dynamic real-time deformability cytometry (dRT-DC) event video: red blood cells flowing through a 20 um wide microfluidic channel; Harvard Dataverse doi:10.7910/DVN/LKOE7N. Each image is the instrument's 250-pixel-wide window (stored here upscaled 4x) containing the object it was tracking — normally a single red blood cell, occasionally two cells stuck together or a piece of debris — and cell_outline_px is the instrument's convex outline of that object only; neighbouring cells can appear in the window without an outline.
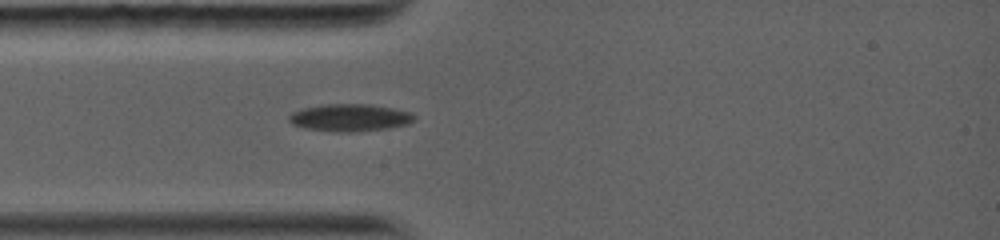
{"species": "common noctule bat (a hibernating species)", "species_latin": "Nyctalus noctula", "temperature_condition": "warm", "stored_images_in_passage": 22, "camera_frame_rate_fps": 5000, "um_per_image_px": 0.085, "animal": {"sex": "female", "body_mass_g": 19.0, "forearm_length_mm": 56.7}, "frame": {"image": 1, "passage_image": 1, "time_ms": 0.0, "image_size_px": [1000, 240], "cell_outline_px": [[416, 116], [408, 124], [388, 128], [352, 132], [336, 132], [304, 128], [292, 124], [288, 120], [288, 116], [292, 112], [300, 108], [320, 104], [372, 104], [392, 108], [408, 112]], "centroid_in_image_um": [29.67, 9.99], "position_along_channel_um": 55.3, "area_um2": 20.06}}
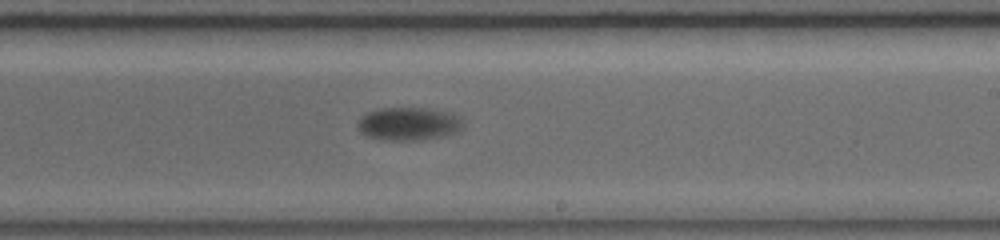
{"frame": {"image": 2, "passage_image": 9, "time_ms": 5.0, "image_size_px": [1000, 240], "cell_outline_px": [[464, 128], [456, 132], [444, 136], [416, 140], [384, 140], [368, 136], [360, 132], [356, 124], [360, 116], [368, 112], [384, 108], [428, 108], [452, 112], [460, 116], [464, 124]], "centroid_in_image_um": [34.76, 10.52], "position_along_channel_um": 254.2, "area_um2": 20.58}}
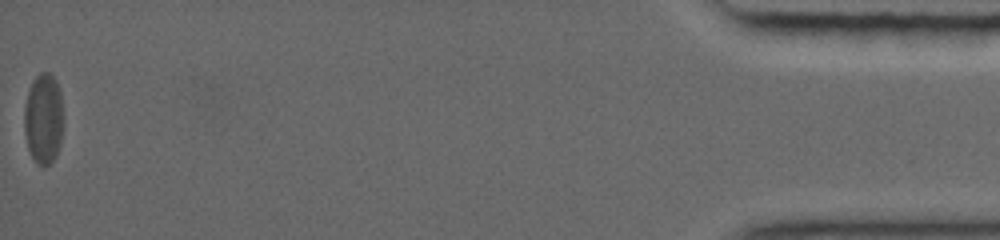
{"frame": {"image": 3, "passage_image": 22, "time_ms": 13.0, "image_size_px": [1000, 240], "cell_outline_px": [[64, 124], [60, 144], [52, 160], [44, 168], [36, 164], [28, 148], [24, 132], [24, 108], [28, 92], [32, 80], [40, 72], [48, 72], [56, 80], [60, 92], [64, 116]], "centroid_in_image_um": [3.7, 10.09], "position_along_channel_um": 431.5, "area_um2": 20.98}}